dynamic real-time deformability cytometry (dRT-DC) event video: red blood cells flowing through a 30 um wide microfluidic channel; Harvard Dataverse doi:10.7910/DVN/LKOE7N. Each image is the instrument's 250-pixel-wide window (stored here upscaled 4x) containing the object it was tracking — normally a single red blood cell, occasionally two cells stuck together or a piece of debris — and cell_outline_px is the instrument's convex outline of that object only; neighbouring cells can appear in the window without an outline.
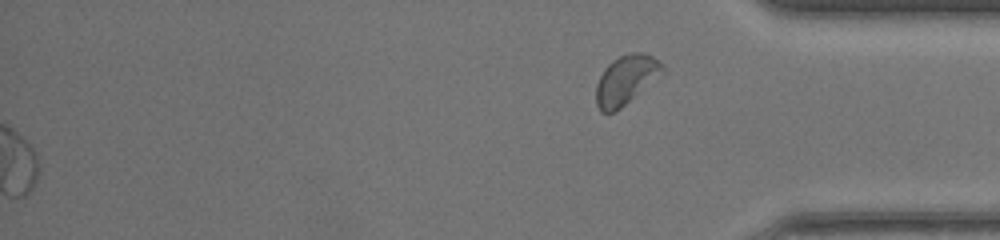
{"species": "common noctule bat (a hibernating species)", "species_latin": "Nyctalus noctula", "temperature_condition": "warm", "stored_images_in_passage": 50, "segment_of_instrument_passage": [2, 2], "camera_frame_rate_fps": 3000, "um_per_image_px": 0.085, "animal": {"sex": "female", "body_mass_g": 17.0, "forearm_length_mm": 48.0}, "frame": {"image": 1, "passage_image": 50, "time_ms": 16.333, "image_size_px": [1000, 240], "cell_outline_px": [[664, 68], [620, 108], [612, 112], [600, 112], [596, 104], [596, 84], [604, 68], [612, 60], [628, 52], [644, 52], [652, 56]], "centroid_in_image_um": [53.1, 6.76], "position_along_channel_um": 382.1, "area_um2": 18.09}}